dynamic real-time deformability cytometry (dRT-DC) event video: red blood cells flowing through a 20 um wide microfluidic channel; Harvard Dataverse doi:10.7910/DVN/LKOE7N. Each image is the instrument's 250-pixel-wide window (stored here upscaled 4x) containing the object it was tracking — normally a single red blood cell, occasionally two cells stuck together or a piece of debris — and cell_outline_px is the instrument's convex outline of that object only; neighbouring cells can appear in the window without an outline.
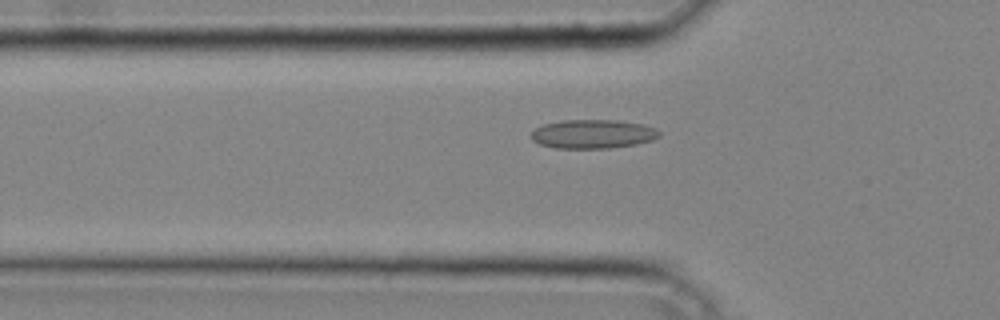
{"species": "common noctule bat (a hibernating species)", "species_latin": "Nyctalus noctula", "temperature_condition": "cold", "stored_images_in_passage": 28, "camera_frame_rate_fps": 3000, "um_per_image_px": 0.085, "animal": {"sex": "male", "body_mass_g": 20.4}, "frame": {"image": 1, "passage_image": 4, "time_ms": 1.0, "image_size_px": [1000, 320], "cell_outline_px": [[660, 136], [652, 140], [636, 144], [608, 148], [556, 148], [540, 144], [532, 140], [532, 132], [536, 128], [544, 124], [560, 120], [620, 120], [640, 124], [656, 128], [660, 132]], "centroid_in_image_um": [50.4, 11.38], "position_along_channel_um": 75.4, "area_um2": 21.5}}
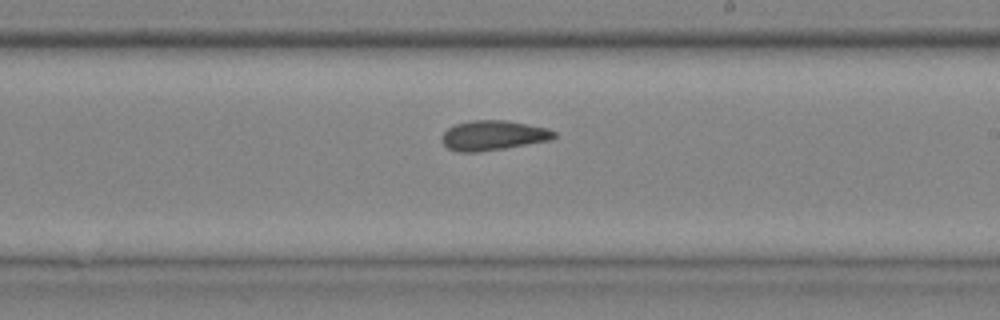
{"frame": {"image": 2, "passage_image": 15, "time_ms": 4.667, "image_size_px": [1000, 320], "cell_outline_px": [[556, 136], [552, 140], [504, 148], [476, 152], [460, 152], [448, 148], [444, 144], [444, 132], [448, 128], [456, 124], [472, 120], [508, 120], [548, 128], [556, 132]], "centroid_in_image_um": [41.97, 11.5], "position_along_channel_um": 247.0, "area_um2": 19.36}}
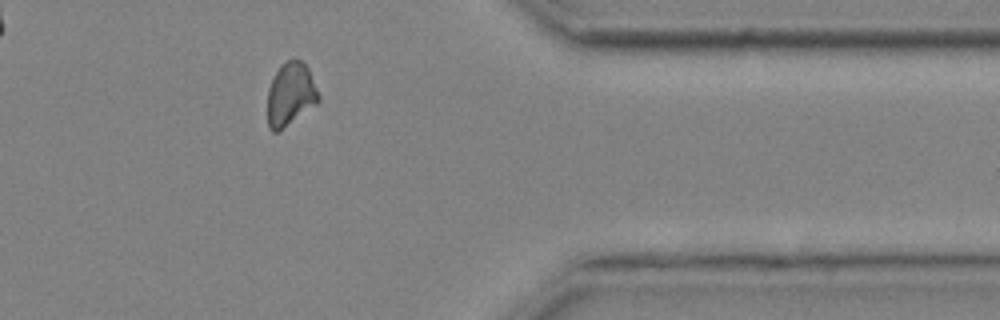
{"frame": {"image": 3, "passage_image": 25, "time_ms": 8.0, "image_size_px": [1000, 320], "cell_outline_px": [[320, 100], [316, 104], [276, 132], [272, 132], [268, 128], [268, 88], [280, 64], [284, 60], [304, 60], [308, 68], [320, 96]], "centroid_in_image_um": [24.69, 7.97], "position_along_channel_um": 386.7, "area_um2": 18.61}}